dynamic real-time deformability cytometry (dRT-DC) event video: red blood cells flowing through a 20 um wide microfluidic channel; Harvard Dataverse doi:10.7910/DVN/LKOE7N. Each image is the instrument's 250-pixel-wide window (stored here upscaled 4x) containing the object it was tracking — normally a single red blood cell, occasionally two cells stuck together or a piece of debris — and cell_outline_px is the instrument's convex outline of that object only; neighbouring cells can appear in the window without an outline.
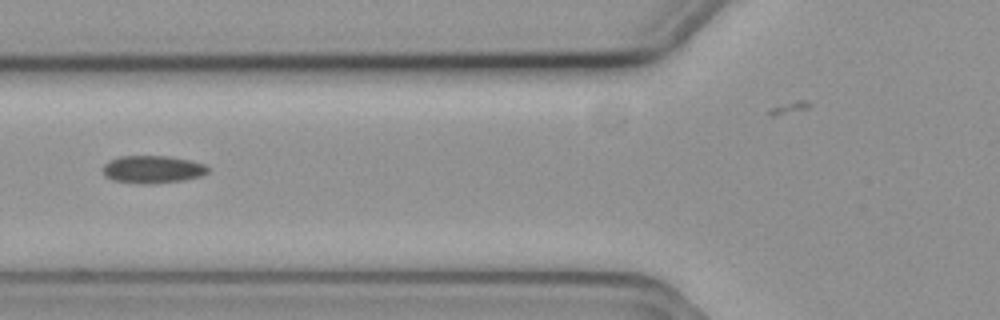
{"species": "common noctule bat (a hibernating species)", "species_latin": "Nyctalus noctula", "temperature_condition": "cold", "stored_images_in_passage": 10, "camera_frame_rate_fps": 3000, "um_per_image_px": 0.085, "animal": {"sex": "female", "body_mass_g": 19.3, "forearm_length_mm": 54.1}, "frame": {"image": 1, "passage_image": 7, "time_ms": 2.0, "image_size_px": [1000, 320], "cell_outline_px": [[212, 168], [208, 172], [200, 176], [184, 180], [148, 184], [112, 180], [104, 176], [104, 164], [108, 160], [120, 156], [168, 156], [192, 160], [204, 164]], "centroid_in_image_um": [13.0, 14.38], "position_along_channel_um": 112.8, "area_um2": 16.99}}
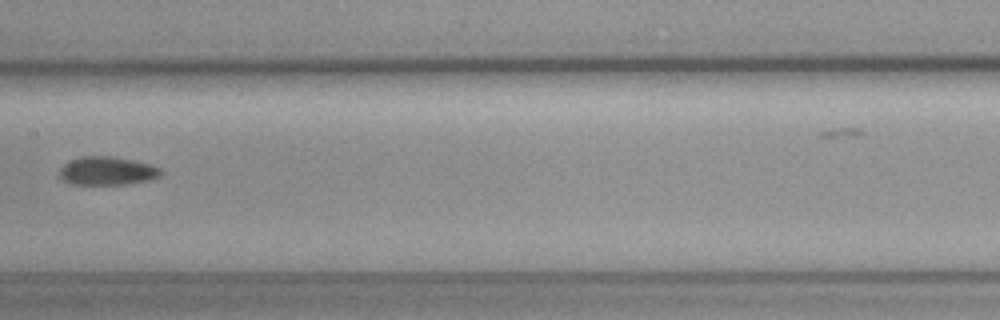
{"frame": {"image": 2, "passage_image": 9, "time_ms": 2.667, "image_size_px": [1000, 320], "cell_outline_px": [[160, 176], [148, 180], [124, 184], [68, 184], [60, 180], [60, 168], [64, 164], [80, 156], [112, 156], [132, 160], [148, 164], [160, 168]], "centroid_in_image_um": [9.04, 14.53], "position_along_channel_um": 198.4, "area_um2": 16.65}}